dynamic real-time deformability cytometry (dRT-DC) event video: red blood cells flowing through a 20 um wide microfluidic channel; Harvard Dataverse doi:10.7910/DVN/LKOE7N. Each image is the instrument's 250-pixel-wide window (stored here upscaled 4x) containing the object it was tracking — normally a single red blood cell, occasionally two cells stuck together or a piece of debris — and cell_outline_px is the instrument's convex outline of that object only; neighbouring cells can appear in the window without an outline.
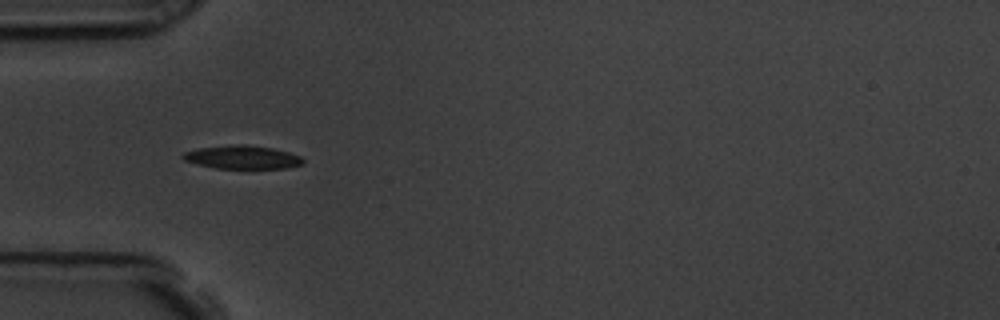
{"species": "common noctule bat (a hibernating species)", "species_latin": "Nyctalus noctula", "temperature_condition": "room temperature", "stored_images_in_passage": 42, "camera_frame_rate_fps": 3000, "um_per_image_px": 0.085, "animal": {"sex": "male", "body_mass_g": 19.5, "forearm_length_mm": 54.6}, "frame": {"image": 1, "passage_image": 3, "time_ms": 0.667, "image_size_px": [1000, 320], "cell_outline_px": [[304, 164], [288, 168], [216, 168], [184, 160], [180, 156], [184, 152], [200, 148], [232, 144], [248, 144], [272, 148], [288, 152], [300, 156], [304, 160]], "centroid_in_image_um": [20.63, 13.35], "position_along_channel_um": 64.4, "area_um2": 16.3}}
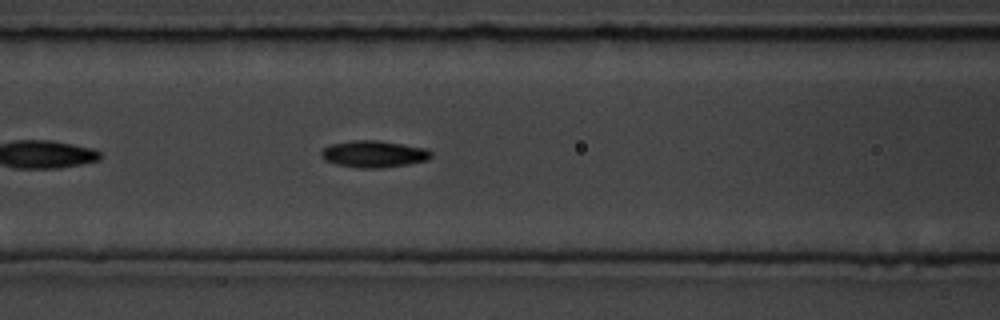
{"frame": {"image": 2, "passage_image": 9, "time_ms": 2.667, "image_size_px": [1000, 320], "cell_outline_px": [[432, 156], [428, 160], [408, 164], [380, 168], [360, 168], [336, 164], [324, 160], [320, 156], [320, 152], [324, 148], [332, 144], [352, 140], [380, 140], [428, 148], [432, 152]], "centroid_in_image_um": [31.8, 13.08], "position_along_channel_um": 134.8, "area_um2": 17.34}}
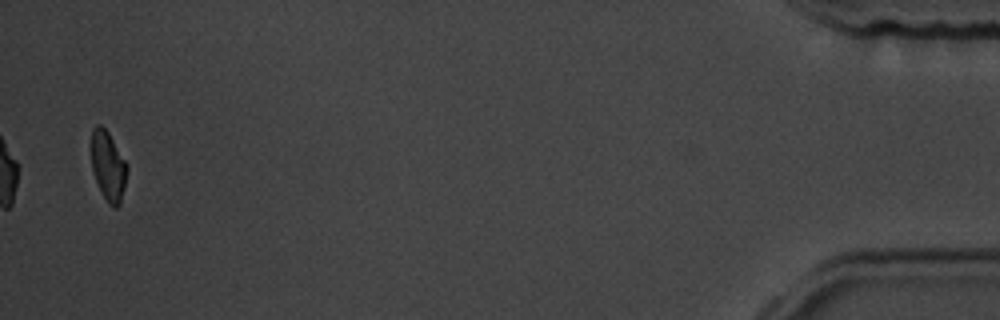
{"frame": {"image": 3, "passage_image": 41, "time_ms": 13.333, "image_size_px": [1000, 320], "cell_outline_px": [[128, 168], [124, 188], [120, 204], [116, 208], [112, 208], [108, 204], [92, 172], [92, 128], [96, 124], [100, 124], [108, 132], [128, 164]], "centroid_in_image_um": [9.21, 14.11], "position_along_channel_um": 426.0, "area_um2": 14.45}, "authors_computed_cell_mechanics": {"area_um2": 16.3285, "velocity_mm_per_s": 3.5672, "shape_relaxation_time_tau1_ms": 4.1247, "shape_relaxation_time_tau2_ms": 7.4149, "deformation_change_tau1": 0.1357, "deformation_change_tau2": 0.1185}}